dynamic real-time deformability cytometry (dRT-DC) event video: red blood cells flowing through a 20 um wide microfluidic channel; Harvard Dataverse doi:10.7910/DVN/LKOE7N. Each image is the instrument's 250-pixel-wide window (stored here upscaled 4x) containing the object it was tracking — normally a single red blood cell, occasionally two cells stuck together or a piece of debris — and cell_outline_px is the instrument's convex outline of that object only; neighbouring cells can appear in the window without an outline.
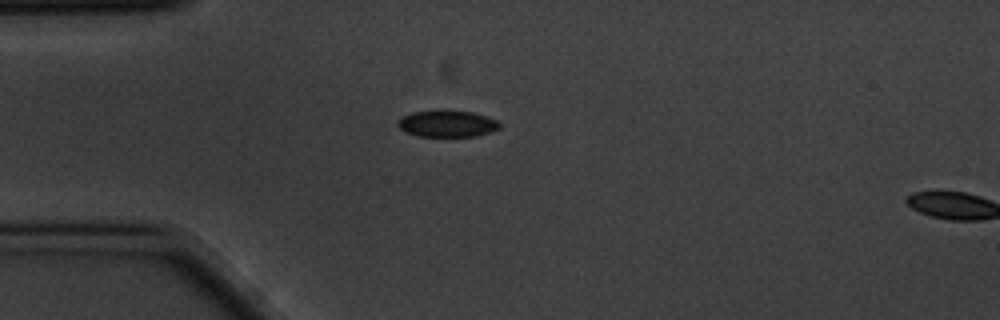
{"species": "common noctule bat (a hibernating species)", "species_latin": "Nyctalus noctula", "temperature_condition": "cold", "stored_images_in_passage": 3, "camera_frame_rate_fps": 3000, "um_per_image_px": 0.085, "animal": {"sex": "male", "body_mass_g": 20.1, "forearm_length_mm": 53.5}, "frame": {"image": 1, "passage_image": 2, "time_ms": 0.333, "image_size_px": [1000, 320], "cell_outline_px": [[500, 128], [492, 132], [476, 136], [416, 136], [404, 132], [396, 124], [404, 116], [412, 112], [472, 112], [496, 120], [500, 124]], "centroid_in_image_um": [38.02, 10.55], "position_along_channel_um": 47.0, "area_um2": 15.26}}